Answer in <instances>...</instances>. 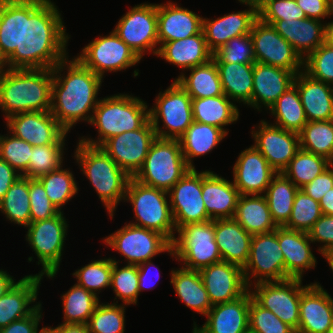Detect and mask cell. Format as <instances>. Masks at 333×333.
<instances>
[{"label":"cell","mask_w":333,"mask_h":333,"mask_svg":"<svg viewBox=\"0 0 333 333\" xmlns=\"http://www.w3.org/2000/svg\"><path fill=\"white\" fill-rule=\"evenodd\" d=\"M308 235L313 244L320 243L317 250L321 256L333 249V216L322 214L314 223Z\"/></svg>","instance_id":"94428289"},{"label":"cell","mask_w":333,"mask_h":333,"mask_svg":"<svg viewBox=\"0 0 333 333\" xmlns=\"http://www.w3.org/2000/svg\"><path fill=\"white\" fill-rule=\"evenodd\" d=\"M333 163L327 158L299 149L282 174L299 189L313 181Z\"/></svg>","instance_id":"7bdbcfd3"},{"label":"cell","mask_w":333,"mask_h":333,"mask_svg":"<svg viewBox=\"0 0 333 333\" xmlns=\"http://www.w3.org/2000/svg\"><path fill=\"white\" fill-rule=\"evenodd\" d=\"M249 8L225 14L221 17L202 19V31L209 50L214 53L229 40L240 35L250 34L258 19V8L254 0H238Z\"/></svg>","instance_id":"44dd1931"},{"label":"cell","mask_w":333,"mask_h":333,"mask_svg":"<svg viewBox=\"0 0 333 333\" xmlns=\"http://www.w3.org/2000/svg\"><path fill=\"white\" fill-rule=\"evenodd\" d=\"M76 58L102 79L106 72L125 71L141 61L114 30L109 35L92 39L89 44L82 48Z\"/></svg>","instance_id":"4fadbf2b"},{"label":"cell","mask_w":333,"mask_h":333,"mask_svg":"<svg viewBox=\"0 0 333 333\" xmlns=\"http://www.w3.org/2000/svg\"><path fill=\"white\" fill-rule=\"evenodd\" d=\"M307 18L323 20L331 18L333 13L332 0H296Z\"/></svg>","instance_id":"e7e4bbea"},{"label":"cell","mask_w":333,"mask_h":333,"mask_svg":"<svg viewBox=\"0 0 333 333\" xmlns=\"http://www.w3.org/2000/svg\"><path fill=\"white\" fill-rule=\"evenodd\" d=\"M77 141L74 160L113 219L118 204L125 199L131 177L101 147Z\"/></svg>","instance_id":"277c9868"},{"label":"cell","mask_w":333,"mask_h":333,"mask_svg":"<svg viewBox=\"0 0 333 333\" xmlns=\"http://www.w3.org/2000/svg\"><path fill=\"white\" fill-rule=\"evenodd\" d=\"M170 274V283L176 296L193 312L206 316L213 305L203 285L199 270L180 267L176 270L172 269Z\"/></svg>","instance_id":"e575fe53"},{"label":"cell","mask_w":333,"mask_h":333,"mask_svg":"<svg viewBox=\"0 0 333 333\" xmlns=\"http://www.w3.org/2000/svg\"><path fill=\"white\" fill-rule=\"evenodd\" d=\"M322 214L333 216V188L319 201Z\"/></svg>","instance_id":"2644e50d"},{"label":"cell","mask_w":333,"mask_h":333,"mask_svg":"<svg viewBox=\"0 0 333 333\" xmlns=\"http://www.w3.org/2000/svg\"><path fill=\"white\" fill-rule=\"evenodd\" d=\"M224 94L234 103L252 108L253 64L215 63Z\"/></svg>","instance_id":"f35d334b"},{"label":"cell","mask_w":333,"mask_h":333,"mask_svg":"<svg viewBox=\"0 0 333 333\" xmlns=\"http://www.w3.org/2000/svg\"><path fill=\"white\" fill-rule=\"evenodd\" d=\"M298 190L299 188L282 173H277L272 178L264 196L277 227H284L288 223Z\"/></svg>","instance_id":"b9f144b4"},{"label":"cell","mask_w":333,"mask_h":333,"mask_svg":"<svg viewBox=\"0 0 333 333\" xmlns=\"http://www.w3.org/2000/svg\"><path fill=\"white\" fill-rule=\"evenodd\" d=\"M63 24L58 7L53 1L47 0L46 28L52 33L50 112L69 133L78 122L90 124L104 79L85 67L75 56L71 60L68 58L67 43L70 35Z\"/></svg>","instance_id":"6da1fadb"},{"label":"cell","mask_w":333,"mask_h":333,"mask_svg":"<svg viewBox=\"0 0 333 333\" xmlns=\"http://www.w3.org/2000/svg\"><path fill=\"white\" fill-rule=\"evenodd\" d=\"M251 131L253 146L267 159L269 165L282 173L300 149L298 133L287 131L262 119Z\"/></svg>","instance_id":"d6986e66"},{"label":"cell","mask_w":333,"mask_h":333,"mask_svg":"<svg viewBox=\"0 0 333 333\" xmlns=\"http://www.w3.org/2000/svg\"><path fill=\"white\" fill-rule=\"evenodd\" d=\"M192 333H200L199 331H197L194 327L192 329Z\"/></svg>","instance_id":"2a66077c"},{"label":"cell","mask_w":333,"mask_h":333,"mask_svg":"<svg viewBox=\"0 0 333 333\" xmlns=\"http://www.w3.org/2000/svg\"><path fill=\"white\" fill-rule=\"evenodd\" d=\"M232 168V182L240 195H264L277 174L253 145L239 153Z\"/></svg>","instance_id":"603a6c76"},{"label":"cell","mask_w":333,"mask_h":333,"mask_svg":"<svg viewBox=\"0 0 333 333\" xmlns=\"http://www.w3.org/2000/svg\"><path fill=\"white\" fill-rule=\"evenodd\" d=\"M148 106L140 97L129 93L101 98L90 122L97 129V139L82 136L79 140L87 145L100 147L115 135L137 130L150 119Z\"/></svg>","instance_id":"5b68a950"},{"label":"cell","mask_w":333,"mask_h":333,"mask_svg":"<svg viewBox=\"0 0 333 333\" xmlns=\"http://www.w3.org/2000/svg\"><path fill=\"white\" fill-rule=\"evenodd\" d=\"M156 56L173 64L182 71L203 65L213 58L203 31L185 39L160 44Z\"/></svg>","instance_id":"1f68e13d"},{"label":"cell","mask_w":333,"mask_h":333,"mask_svg":"<svg viewBox=\"0 0 333 333\" xmlns=\"http://www.w3.org/2000/svg\"><path fill=\"white\" fill-rule=\"evenodd\" d=\"M8 133L0 134V159L6 161L23 176L28 171L33 146L9 131Z\"/></svg>","instance_id":"db71d44e"},{"label":"cell","mask_w":333,"mask_h":333,"mask_svg":"<svg viewBox=\"0 0 333 333\" xmlns=\"http://www.w3.org/2000/svg\"><path fill=\"white\" fill-rule=\"evenodd\" d=\"M328 333H333V322H332L331 327H330L329 330H328Z\"/></svg>","instance_id":"34e18365"},{"label":"cell","mask_w":333,"mask_h":333,"mask_svg":"<svg viewBox=\"0 0 333 333\" xmlns=\"http://www.w3.org/2000/svg\"><path fill=\"white\" fill-rule=\"evenodd\" d=\"M138 266V287H139V293H141V291H145V290H152L154 285H153V280L150 279L149 276L151 275H148L150 274L151 272V268L152 267H155L154 270L158 271L159 273H157V280H159L158 278H160V270L158 269L157 266L154 265V263L152 262V259L151 260H148L146 262H143ZM153 272V270H152ZM159 274V275H158ZM155 277V276H154ZM156 278V277H155ZM153 279V278H152ZM155 281V280H154ZM156 282V281H155ZM151 284L153 286H151Z\"/></svg>","instance_id":"003e7915"},{"label":"cell","mask_w":333,"mask_h":333,"mask_svg":"<svg viewBox=\"0 0 333 333\" xmlns=\"http://www.w3.org/2000/svg\"><path fill=\"white\" fill-rule=\"evenodd\" d=\"M249 332L294 333L295 330L281 321L273 312L259 305L251 296L249 307Z\"/></svg>","instance_id":"6f0895ef"},{"label":"cell","mask_w":333,"mask_h":333,"mask_svg":"<svg viewBox=\"0 0 333 333\" xmlns=\"http://www.w3.org/2000/svg\"><path fill=\"white\" fill-rule=\"evenodd\" d=\"M215 63L254 64L256 62L251 35H240L229 40L213 53Z\"/></svg>","instance_id":"9f6ffc18"},{"label":"cell","mask_w":333,"mask_h":333,"mask_svg":"<svg viewBox=\"0 0 333 333\" xmlns=\"http://www.w3.org/2000/svg\"><path fill=\"white\" fill-rule=\"evenodd\" d=\"M52 33L46 28L34 44L0 73V109L7 119L22 112L51 110Z\"/></svg>","instance_id":"7a4b0ae2"},{"label":"cell","mask_w":333,"mask_h":333,"mask_svg":"<svg viewBox=\"0 0 333 333\" xmlns=\"http://www.w3.org/2000/svg\"><path fill=\"white\" fill-rule=\"evenodd\" d=\"M21 177L6 161L0 159V200L5 197L9 188Z\"/></svg>","instance_id":"03108f58"},{"label":"cell","mask_w":333,"mask_h":333,"mask_svg":"<svg viewBox=\"0 0 333 333\" xmlns=\"http://www.w3.org/2000/svg\"><path fill=\"white\" fill-rule=\"evenodd\" d=\"M127 305L99 303L87 323L90 333H125Z\"/></svg>","instance_id":"816d5d0a"},{"label":"cell","mask_w":333,"mask_h":333,"mask_svg":"<svg viewBox=\"0 0 333 333\" xmlns=\"http://www.w3.org/2000/svg\"><path fill=\"white\" fill-rule=\"evenodd\" d=\"M272 26L303 60L325 42V23L317 19L279 20Z\"/></svg>","instance_id":"4dcf8cb0"},{"label":"cell","mask_w":333,"mask_h":333,"mask_svg":"<svg viewBox=\"0 0 333 333\" xmlns=\"http://www.w3.org/2000/svg\"><path fill=\"white\" fill-rule=\"evenodd\" d=\"M103 243L127 260L126 264L139 265L160 253L176 258L172 243L161 233L126 223L103 239Z\"/></svg>","instance_id":"30bf717a"},{"label":"cell","mask_w":333,"mask_h":333,"mask_svg":"<svg viewBox=\"0 0 333 333\" xmlns=\"http://www.w3.org/2000/svg\"><path fill=\"white\" fill-rule=\"evenodd\" d=\"M113 30L141 60L147 53L156 55L159 49L157 4L145 2L131 7Z\"/></svg>","instance_id":"7c38bea8"},{"label":"cell","mask_w":333,"mask_h":333,"mask_svg":"<svg viewBox=\"0 0 333 333\" xmlns=\"http://www.w3.org/2000/svg\"><path fill=\"white\" fill-rule=\"evenodd\" d=\"M61 298L64 324H87L100 303L99 297L78 284L72 285Z\"/></svg>","instance_id":"ee69618b"},{"label":"cell","mask_w":333,"mask_h":333,"mask_svg":"<svg viewBox=\"0 0 333 333\" xmlns=\"http://www.w3.org/2000/svg\"><path fill=\"white\" fill-rule=\"evenodd\" d=\"M333 188V164L313 181L301 189L311 198L320 201L325 193Z\"/></svg>","instance_id":"be15d7a7"},{"label":"cell","mask_w":333,"mask_h":333,"mask_svg":"<svg viewBox=\"0 0 333 333\" xmlns=\"http://www.w3.org/2000/svg\"><path fill=\"white\" fill-rule=\"evenodd\" d=\"M322 256H323V258L326 259V261H328L327 263L333 272V249L325 252Z\"/></svg>","instance_id":"753ad0ef"},{"label":"cell","mask_w":333,"mask_h":333,"mask_svg":"<svg viewBox=\"0 0 333 333\" xmlns=\"http://www.w3.org/2000/svg\"><path fill=\"white\" fill-rule=\"evenodd\" d=\"M189 75L181 72L175 79L191 98H206L224 95L215 61L189 69Z\"/></svg>","instance_id":"ab89813d"},{"label":"cell","mask_w":333,"mask_h":333,"mask_svg":"<svg viewBox=\"0 0 333 333\" xmlns=\"http://www.w3.org/2000/svg\"><path fill=\"white\" fill-rule=\"evenodd\" d=\"M199 274L212 305L234 301L249 290L243 268L236 264L220 261L201 268Z\"/></svg>","instance_id":"7402d4cb"},{"label":"cell","mask_w":333,"mask_h":333,"mask_svg":"<svg viewBox=\"0 0 333 333\" xmlns=\"http://www.w3.org/2000/svg\"><path fill=\"white\" fill-rule=\"evenodd\" d=\"M297 87L308 121L333 120V97L330 84L313 79L304 71L295 75Z\"/></svg>","instance_id":"836d02e7"},{"label":"cell","mask_w":333,"mask_h":333,"mask_svg":"<svg viewBox=\"0 0 333 333\" xmlns=\"http://www.w3.org/2000/svg\"><path fill=\"white\" fill-rule=\"evenodd\" d=\"M275 126L300 133L308 122L297 87L293 84L269 107Z\"/></svg>","instance_id":"60d3db41"},{"label":"cell","mask_w":333,"mask_h":333,"mask_svg":"<svg viewBox=\"0 0 333 333\" xmlns=\"http://www.w3.org/2000/svg\"><path fill=\"white\" fill-rule=\"evenodd\" d=\"M168 200L167 191L143 185L131 177L124 199L131 203L134 211L135 221L129 223L157 231L172 243L177 230Z\"/></svg>","instance_id":"8992f818"},{"label":"cell","mask_w":333,"mask_h":333,"mask_svg":"<svg viewBox=\"0 0 333 333\" xmlns=\"http://www.w3.org/2000/svg\"><path fill=\"white\" fill-rule=\"evenodd\" d=\"M190 170L179 140L157 137L142 167L132 178L143 185L168 192Z\"/></svg>","instance_id":"52a82bcc"},{"label":"cell","mask_w":333,"mask_h":333,"mask_svg":"<svg viewBox=\"0 0 333 333\" xmlns=\"http://www.w3.org/2000/svg\"><path fill=\"white\" fill-rule=\"evenodd\" d=\"M233 218L251 235L277 228L264 195H239Z\"/></svg>","instance_id":"74e56055"},{"label":"cell","mask_w":333,"mask_h":333,"mask_svg":"<svg viewBox=\"0 0 333 333\" xmlns=\"http://www.w3.org/2000/svg\"><path fill=\"white\" fill-rule=\"evenodd\" d=\"M295 74L290 70L259 62L253 64L252 108L265 111L293 85ZM264 106V107H263Z\"/></svg>","instance_id":"4316f807"},{"label":"cell","mask_w":333,"mask_h":333,"mask_svg":"<svg viewBox=\"0 0 333 333\" xmlns=\"http://www.w3.org/2000/svg\"><path fill=\"white\" fill-rule=\"evenodd\" d=\"M331 87V93H332V97H333V83L330 85Z\"/></svg>","instance_id":"b9fcfbb0"},{"label":"cell","mask_w":333,"mask_h":333,"mask_svg":"<svg viewBox=\"0 0 333 333\" xmlns=\"http://www.w3.org/2000/svg\"><path fill=\"white\" fill-rule=\"evenodd\" d=\"M112 259V278L111 287L114 291L115 300L113 303L118 304V300H121L124 305H137L139 287H138V266L126 264L122 268L118 265L120 260L116 261L115 257ZM118 298V300H117Z\"/></svg>","instance_id":"c3c4849f"},{"label":"cell","mask_w":333,"mask_h":333,"mask_svg":"<svg viewBox=\"0 0 333 333\" xmlns=\"http://www.w3.org/2000/svg\"><path fill=\"white\" fill-rule=\"evenodd\" d=\"M333 322V298L320 282H312L301 291L299 303L300 333H328Z\"/></svg>","instance_id":"cb8c5ba5"},{"label":"cell","mask_w":333,"mask_h":333,"mask_svg":"<svg viewBox=\"0 0 333 333\" xmlns=\"http://www.w3.org/2000/svg\"><path fill=\"white\" fill-rule=\"evenodd\" d=\"M243 274L248 287L258 282L289 279L285 273V262L278 242L277 228L268 233L252 235L249 257L243 267Z\"/></svg>","instance_id":"5bb4252c"},{"label":"cell","mask_w":333,"mask_h":333,"mask_svg":"<svg viewBox=\"0 0 333 333\" xmlns=\"http://www.w3.org/2000/svg\"><path fill=\"white\" fill-rule=\"evenodd\" d=\"M65 146L66 144L33 146L28 171L23 176L38 179L40 176L59 169L63 165Z\"/></svg>","instance_id":"f907efd6"},{"label":"cell","mask_w":333,"mask_h":333,"mask_svg":"<svg viewBox=\"0 0 333 333\" xmlns=\"http://www.w3.org/2000/svg\"><path fill=\"white\" fill-rule=\"evenodd\" d=\"M168 194L176 230L188 224L210 221L202 199V171L191 169Z\"/></svg>","instance_id":"ac0fdd59"},{"label":"cell","mask_w":333,"mask_h":333,"mask_svg":"<svg viewBox=\"0 0 333 333\" xmlns=\"http://www.w3.org/2000/svg\"><path fill=\"white\" fill-rule=\"evenodd\" d=\"M31 222L56 216L60 211L51 203L43 185L37 179L29 178Z\"/></svg>","instance_id":"91938a15"},{"label":"cell","mask_w":333,"mask_h":333,"mask_svg":"<svg viewBox=\"0 0 333 333\" xmlns=\"http://www.w3.org/2000/svg\"><path fill=\"white\" fill-rule=\"evenodd\" d=\"M41 333H50L46 328H44Z\"/></svg>","instance_id":"11e5206c"},{"label":"cell","mask_w":333,"mask_h":333,"mask_svg":"<svg viewBox=\"0 0 333 333\" xmlns=\"http://www.w3.org/2000/svg\"><path fill=\"white\" fill-rule=\"evenodd\" d=\"M66 220L64 213L59 212L50 219L30 222L26 227L25 240L34 251L37 264L42 266L37 273L40 276L53 279L59 272L69 228Z\"/></svg>","instance_id":"ba28073f"},{"label":"cell","mask_w":333,"mask_h":333,"mask_svg":"<svg viewBox=\"0 0 333 333\" xmlns=\"http://www.w3.org/2000/svg\"><path fill=\"white\" fill-rule=\"evenodd\" d=\"M154 102L149 107V117L157 137L178 140L193 123L191 96L174 80L165 91L159 92Z\"/></svg>","instance_id":"9c48e42d"},{"label":"cell","mask_w":333,"mask_h":333,"mask_svg":"<svg viewBox=\"0 0 333 333\" xmlns=\"http://www.w3.org/2000/svg\"><path fill=\"white\" fill-rule=\"evenodd\" d=\"M72 275L77 280L76 284L99 297L98 294L101 290L111 287L112 259L104 257L92 260V262L75 270Z\"/></svg>","instance_id":"681fc988"},{"label":"cell","mask_w":333,"mask_h":333,"mask_svg":"<svg viewBox=\"0 0 333 333\" xmlns=\"http://www.w3.org/2000/svg\"><path fill=\"white\" fill-rule=\"evenodd\" d=\"M157 138L150 119L139 129L115 135L100 147L130 177L142 167L151 144Z\"/></svg>","instance_id":"2e32d148"},{"label":"cell","mask_w":333,"mask_h":333,"mask_svg":"<svg viewBox=\"0 0 333 333\" xmlns=\"http://www.w3.org/2000/svg\"><path fill=\"white\" fill-rule=\"evenodd\" d=\"M72 172L69 168L63 169L62 165L59 169L37 179L43 185L51 203L60 212H63V206L80 191Z\"/></svg>","instance_id":"7dc6e473"},{"label":"cell","mask_w":333,"mask_h":333,"mask_svg":"<svg viewBox=\"0 0 333 333\" xmlns=\"http://www.w3.org/2000/svg\"><path fill=\"white\" fill-rule=\"evenodd\" d=\"M0 211L7 221L27 227L31 222L29 178L21 176L0 200Z\"/></svg>","instance_id":"f6af8a7d"},{"label":"cell","mask_w":333,"mask_h":333,"mask_svg":"<svg viewBox=\"0 0 333 333\" xmlns=\"http://www.w3.org/2000/svg\"><path fill=\"white\" fill-rule=\"evenodd\" d=\"M14 277L4 269H0V298L16 283Z\"/></svg>","instance_id":"89a4df30"},{"label":"cell","mask_w":333,"mask_h":333,"mask_svg":"<svg viewBox=\"0 0 333 333\" xmlns=\"http://www.w3.org/2000/svg\"><path fill=\"white\" fill-rule=\"evenodd\" d=\"M321 216L319 202L299 189L294 199L290 218L284 227L308 233Z\"/></svg>","instance_id":"f5cc1de1"},{"label":"cell","mask_w":333,"mask_h":333,"mask_svg":"<svg viewBox=\"0 0 333 333\" xmlns=\"http://www.w3.org/2000/svg\"><path fill=\"white\" fill-rule=\"evenodd\" d=\"M47 0H0V73L46 29Z\"/></svg>","instance_id":"3957f363"},{"label":"cell","mask_w":333,"mask_h":333,"mask_svg":"<svg viewBox=\"0 0 333 333\" xmlns=\"http://www.w3.org/2000/svg\"><path fill=\"white\" fill-rule=\"evenodd\" d=\"M214 232L222 261L243 268L249 257L252 235L234 218L214 220Z\"/></svg>","instance_id":"d6a6232c"},{"label":"cell","mask_w":333,"mask_h":333,"mask_svg":"<svg viewBox=\"0 0 333 333\" xmlns=\"http://www.w3.org/2000/svg\"><path fill=\"white\" fill-rule=\"evenodd\" d=\"M202 19L203 16L177 3L168 1L166 4H157L159 45L199 34L202 31Z\"/></svg>","instance_id":"83f0119b"},{"label":"cell","mask_w":333,"mask_h":333,"mask_svg":"<svg viewBox=\"0 0 333 333\" xmlns=\"http://www.w3.org/2000/svg\"><path fill=\"white\" fill-rule=\"evenodd\" d=\"M172 247L181 267L200 270L205 266L222 261L215 241L214 220L188 224L177 230Z\"/></svg>","instance_id":"8fae6325"},{"label":"cell","mask_w":333,"mask_h":333,"mask_svg":"<svg viewBox=\"0 0 333 333\" xmlns=\"http://www.w3.org/2000/svg\"><path fill=\"white\" fill-rule=\"evenodd\" d=\"M250 35L256 62L284 68L295 75L303 71V59L272 25L258 18Z\"/></svg>","instance_id":"e0dca14e"},{"label":"cell","mask_w":333,"mask_h":333,"mask_svg":"<svg viewBox=\"0 0 333 333\" xmlns=\"http://www.w3.org/2000/svg\"><path fill=\"white\" fill-rule=\"evenodd\" d=\"M303 71L313 79L333 83V47L325 42L303 60Z\"/></svg>","instance_id":"680465c9"},{"label":"cell","mask_w":333,"mask_h":333,"mask_svg":"<svg viewBox=\"0 0 333 333\" xmlns=\"http://www.w3.org/2000/svg\"><path fill=\"white\" fill-rule=\"evenodd\" d=\"M50 333H90L87 324H64L56 327L45 326Z\"/></svg>","instance_id":"a7ac6f4b"},{"label":"cell","mask_w":333,"mask_h":333,"mask_svg":"<svg viewBox=\"0 0 333 333\" xmlns=\"http://www.w3.org/2000/svg\"><path fill=\"white\" fill-rule=\"evenodd\" d=\"M43 278L38 274L25 275L0 298V329L31 315L42 304L36 300Z\"/></svg>","instance_id":"d4e9b609"},{"label":"cell","mask_w":333,"mask_h":333,"mask_svg":"<svg viewBox=\"0 0 333 333\" xmlns=\"http://www.w3.org/2000/svg\"><path fill=\"white\" fill-rule=\"evenodd\" d=\"M302 279L258 282L249 287L252 298L262 307L273 312L295 331L299 327L301 291L307 286Z\"/></svg>","instance_id":"9a60e30c"},{"label":"cell","mask_w":333,"mask_h":333,"mask_svg":"<svg viewBox=\"0 0 333 333\" xmlns=\"http://www.w3.org/2000/svg\"><path fill=\"white\" fill-rule=\"evenodd\" d=\"M239 195L227 178L208 169L202 171V199L210 220L233 218Z\"/></svg>","instance_id":"f546056e"},{"label":"cell","mask_w":333,"mask_h":333,"mask_svg":"<svg viewBox=\"0 0 333 333\" xmlns=\"http://www.w3.org/2000/svg\"><path fill=\"white\" fill-rule=\"evenodd\" d=\"M254 2L258 8V18L270 25L279 20L307 18L296 0H254Z\"/></svg>","instance_id":"11a10c76"},{"label":"cell","mask_w":333,"mask_h":333,"mask_svg":"<svg viewBox=\"0 0 333 333\" xmlns=\"http://www.w3.org/2000/svg\"><path fill=\"white\" fill-rule=\"evenodd\" d=\"M42 304L29 316L14 321L7 327L1 328L0 333H41L45 328L41 327L38 331L39 323L42 319Z\"/></svg>","instance_id":"6125c7cd"},{"label":"cell","mask_w":333,"mask_h":333,"mask_svg":"<svg viewBox=\"0 0 333 333\" xmlns=\"http://www.w3.org/2000/svg\"><path fill=\"white\" fill-rule=\"evenodd\" d=\"M299 137L301 149L333 163V120L308 121Z\"/></svg>","instance_id":"bcb514c9"},{"label":"cell","mask_w":333,"mask_h":333,"mask_svg":"<svg viewBox=\"0 0 333 333\" xmlns=\"http://www.w3.org/2000/svg\"><path fill=\"white\" fill-rule=\"evenodd\" d=\"M227 135L219 127L193 121L178 139L187 165L195 169L192 159L210 153Z\"/></svg>","instance_id":"d590c367"},{"label":"cell","mask_w":333,"mask_h":333,"mask_svg":"<svg viewBox=\"0 0 333 333\" xmlns=\"http://www.w3.org/2000/svg\"><path fill=\"white\" fill-rule=\"evenodd\" d=\"M325 43L333 47V21L328 23L325 21Z\"/></svg>","instance_id":"8c879c8a"},{"label":"cell","mask_w":333,"mask_h":333,"mask_svg":"<svg viewBox=\"0 0 333 333\" xmlns=\"http://www.w3.org/2000/svg\"><path fill=\"white\" fill-rule=\"evenodd\" d=\"M6 128L32 146L65 144L68 132L50 111L22 112L9 116Z\"/></svg>","instance_id":"ffe728a7"},{"label":"cell","mask_w":333,"mask_h":333,"mask_svg":"<svg viewBox=\"0 0 333 333\" xmlns=\"http://www.w3.org/2000/svg\"><path fill=\"white\" fill-rule=\"evenodd\" d=\"M277 237L289 279H302L306 270L315 269L317 258L313 254L308 233L277 227Z\"/></svg>","instance_id":"f1b7e54d"},{"label":"cell","mask_w":333,"mask_h":333,"mask_svg":"<svg viewBox=\"0 0 333 333\" xmlns=\"http://www.w3.org/2000/svg\"><path fill=\"white\" fill-rule=\"evenodd\" d=\"M250 291L240 298L213 305L206 314V322L193 327L200 333H249Z\"/></svg>","instance_id":"484cf974"},{"label":"cell","mask_w":333,"mask_h":333,"mask_svg":"<svg viewBox=\"0 0 333 333\" xmlns=\"http://www.w3.org/2000/svg\"><path fill=\"white\" fill-rule=\"evenodd\" d=\"M193 121L208 124L223 129L225 126L236 123L240 111L236 103L225 94L216 97L192 98Z\"/></svg>","instance_id":"8d00e7d4"}]
</instances>
